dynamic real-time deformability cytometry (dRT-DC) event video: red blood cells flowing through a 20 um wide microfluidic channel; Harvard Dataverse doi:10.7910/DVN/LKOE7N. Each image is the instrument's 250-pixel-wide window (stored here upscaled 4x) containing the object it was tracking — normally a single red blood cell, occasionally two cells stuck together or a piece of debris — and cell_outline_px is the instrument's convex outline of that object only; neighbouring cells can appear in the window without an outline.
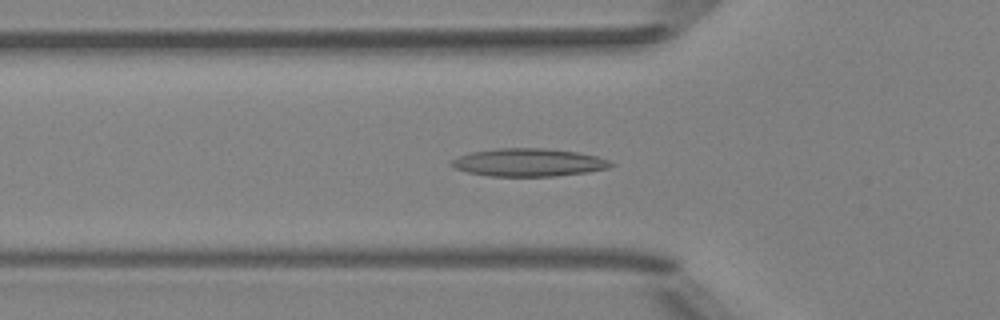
{"species": "Egyptian fruit bat (a non-hibernating species)", "species_latin": "Rousettus aegyptiacus", "temperature_condition": "room temperature", "stored_images_in_passage": 51, "camera_frame_rate_fps": 3000, "um_per_image_px": 0.085, "animal": {"sex": "female"}, "frame": {"image": 1, "passage_image": 17, "time_ms": 5.333, "image_size_px": [1000, 320], "cell_outline_px": [[616, 164], [608, 168], [588, 172], [556, 176], [488, 176], [468, 172], [456, 168], [448, 164], [448, 160], [472, 152], [500, 148], [544, 148], [576, 152], [596, 156], [608, 160]], "centroid_in_image_um": [44.92, 13.81], "position_along_channel_um": 80.9, "area_um2": 25.89}}
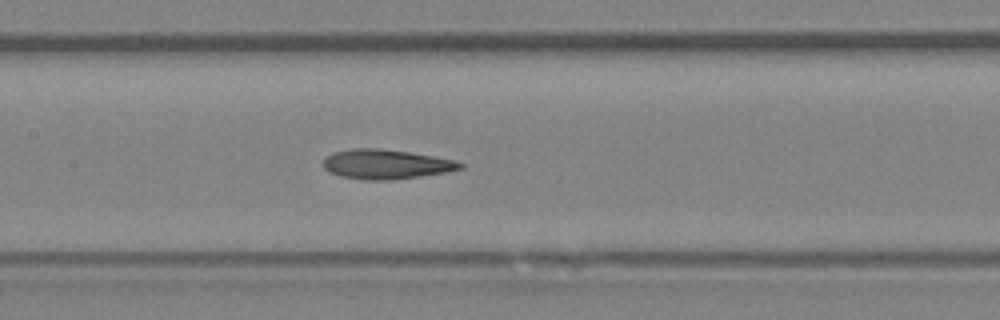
{"frame": {"image": 2, "passage_image": 24, "time_ms": 7.667, "image_size_px": [1000, 320], "cell_outline_px": [[464, 168], [448, 172], [392, 180], [364, 180], [340, 176], [324, 168], [324, 160], [332, 152], [352, 148], [380, 148], [408, 152], [456, 160], [464, 164]], "centroid_in_image_um": [32.84, 13.96], "position_along_channel_um": 174.6, "area_um2": 23.58}}
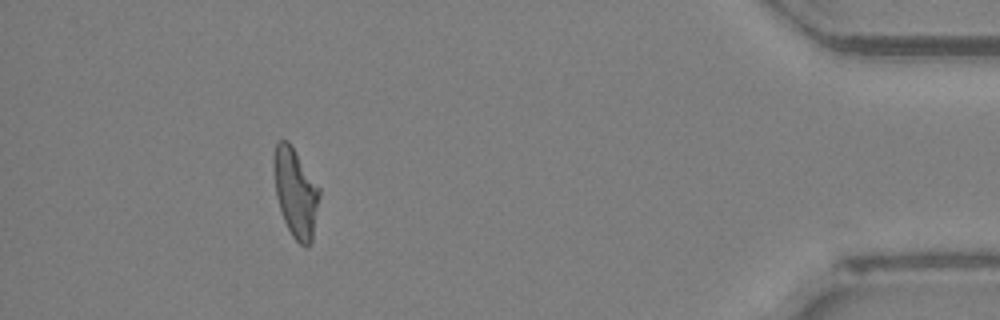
{"frame": {"image": 3, "passage_image": 46, "time_ms": 15.0, "image_size_px": [1000, 320], "cell_outline_px": [[320, 196], [312, 240], [308, 248], [300, 244], [292, 236], [284, 220], [276, 196], [272, 168], [272, 160], [276, 144], [280, 140], [288, 140], [320, 188]], "centroid_in_image_um": [25.11, 16.37], "position_along_channel_um": 410.1, "area_um2": 23.7}, "authors_computed_cell_mechanics": {"area_um2": 23.9292, "velocity_mm_per_s": 4.0261, "shape_relaxation_time_tau1_ms": null, "shape_relaxation_time_tau2_ms": 2.8687, "deformation_change_tau1": null, "deformation_change_tau2": 0.1179}}